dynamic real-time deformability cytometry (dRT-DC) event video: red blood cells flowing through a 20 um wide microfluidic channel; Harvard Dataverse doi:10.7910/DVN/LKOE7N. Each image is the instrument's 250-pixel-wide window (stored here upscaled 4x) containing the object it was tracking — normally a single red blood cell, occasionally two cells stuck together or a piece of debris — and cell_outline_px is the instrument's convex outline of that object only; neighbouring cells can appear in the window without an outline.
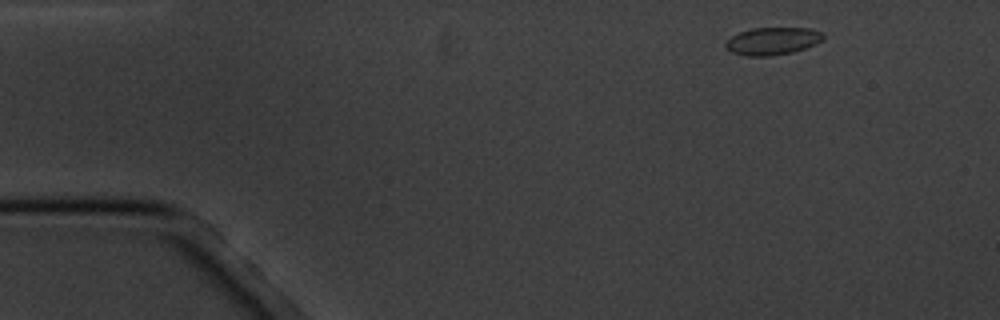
{"species": "common noctule bat (a hibernating species)", "species_latin": "Nyctalus noctula", "temperature_condition": "cold", "stored_images_in_passage": 6, "camera_frame_rate_fps": 3000, "um_per_image_px": 0.085, "animal": {"sex": "male", "body_mass_g": 20.1, "forearm_length_mm": 53.5}, "frame": {"image": 1, "passage_image": 6, "time_ms": 6.667, "image_size_px": [1000, 320], "cell_outline_px": [[824, 40], [816, 44], [792, 52], [768, 56], [744, 56], [732, 52], [724, 44], [732, 36], [740, 32], [752, 28], [808, 28], [820, 32], [824, 36]], "centroid_in_image_um": [65.67, 3.49], "position_along_channel_um": 19.3, "area_um2": 15.49}}